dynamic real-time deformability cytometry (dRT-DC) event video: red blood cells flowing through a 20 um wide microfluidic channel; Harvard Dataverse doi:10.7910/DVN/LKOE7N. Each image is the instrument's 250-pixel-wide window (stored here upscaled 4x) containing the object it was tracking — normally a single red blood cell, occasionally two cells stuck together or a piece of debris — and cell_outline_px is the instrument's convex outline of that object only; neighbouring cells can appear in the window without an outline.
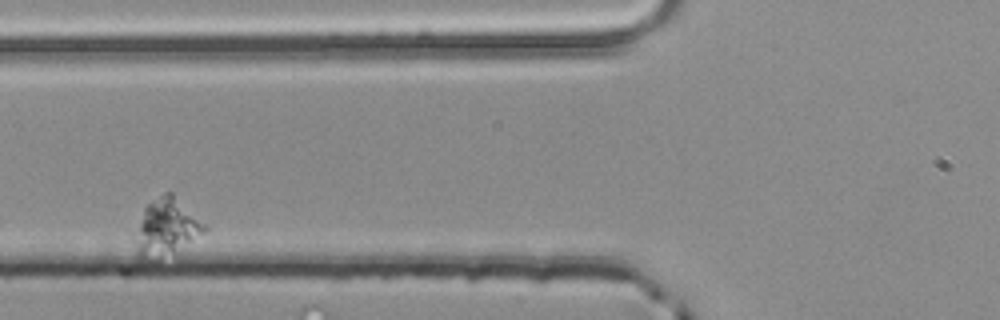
{"species": "common noctule bat (a hibernating species)", "species_latin": "Nyctalus noctula", "temperature_condition": "room temperature", "stored_images_in_passage": 3, "camera_frame_rate_fps": 3000, "um_per_image_px": 0.085, "animal": {"sex": "male", "body_mass_g": 20.4}, "frame": {"image": 1, "passage_image": 2, "time_ms": 0.333, "image_size_px": [1000, 320], "cell_outline_px": [[208, 228], [204, 232], [172, 252], [144, 260], [136, 252], [128, 236], [144, 208], [148, 204], [164, 192], [172, 192]], "centroid_in_image_um": [13.98, 19.3], "position_along_channel_um": 111.8, "area_um2": 23.06}}
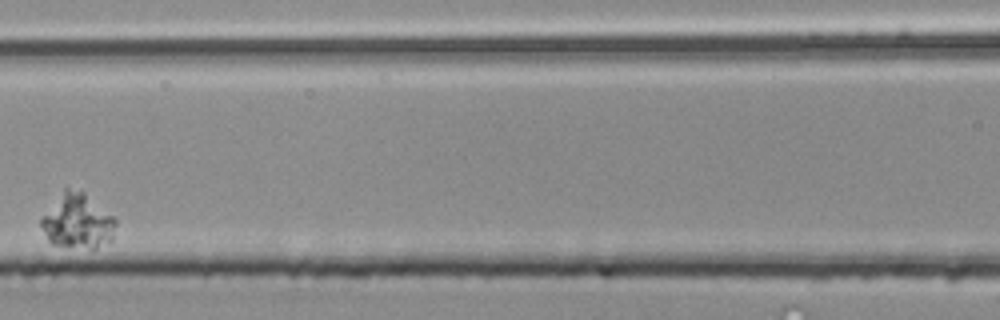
{"frame": {"image": 2, "passage_image": 3, "time_ms": 0.667, "image_size_px": [1000, 320], "cell_outline_px": [[116, 224], [112, 240], [96, 248], [88, 248], [52, 244], [48, 240], [40, 224], [40, 220], [64, 188], [68, 188], [84, 192], [112, 216], [116, 220]], "centroid_in_image_um": [6.59, 18.81], "position_along_channel_um": 160.0, "area_um2": 23.29}}